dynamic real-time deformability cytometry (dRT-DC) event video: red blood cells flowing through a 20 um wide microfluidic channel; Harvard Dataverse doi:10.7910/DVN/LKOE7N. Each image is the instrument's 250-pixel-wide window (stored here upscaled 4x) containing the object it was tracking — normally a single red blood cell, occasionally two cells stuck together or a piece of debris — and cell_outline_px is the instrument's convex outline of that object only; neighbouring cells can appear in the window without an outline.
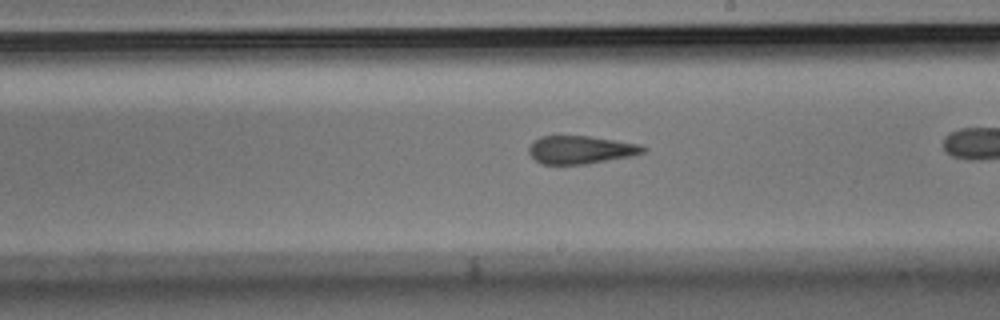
{"species": "Egyptian fruit bat (a non-hibernating species)", "species_latin": "Rousettus aegyptiacus", "temperature_condition": "room temperature", "stored_images_in_passage": 39, "camera_frame_rate_fps": 3000, "um_per_image_px": 0.085, "animal": {"sex": "male"}, "frame": {"image": 1, "passage_image": 28, "time_ms": 9.0, "image_size_px": [1000, 320], "cell_outline_px": [[648, 148], [644, 152], [628, 156], [588, 164], [540, 164], [528, 152], [528, 148], [532, 140], [540, 136], [588, 136], [640, 144]], "centroid_in_image_um": [49.31, 12.72], "position_along_channel_um": 239.7, "area_um2": 18.61}}